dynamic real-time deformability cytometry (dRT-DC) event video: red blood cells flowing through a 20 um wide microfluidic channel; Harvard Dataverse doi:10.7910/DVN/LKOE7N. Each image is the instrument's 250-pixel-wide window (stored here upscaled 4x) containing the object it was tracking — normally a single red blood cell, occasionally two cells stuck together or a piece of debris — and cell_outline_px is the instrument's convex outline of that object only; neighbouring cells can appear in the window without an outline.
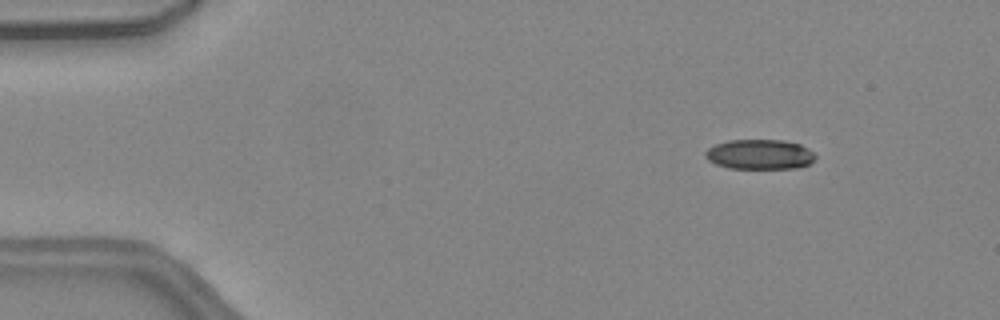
{"species": "common noctule bat (a hibernating species)", "species_latin": "Nyctalus noctula", "temperature_condition": "warm", "stored_images_in_passage": 45, "camera_frame_rate_fps": 3000, "um_per_image_px": 0.085, "animal": {"sex": "female", "body_mass_g": 24.6, "forearm_length_mm": 56.2}, "frame": {"image": 1, "passage_image": 1, "time_ms": 0.0, "image_size_px": [1000, 320], "cell_outline_px": [[816, 160], [808, 164], [796, 168], [728, 168], [716, 164], [708, 160], [704, 156], [704, 152], [708, 148], [716, 144], [728, 140], [784, 140], [800, 144], [808, 148], [816, 156]], "centroid_in_image_um": [64.57, 13.12], "position_along_channel_um": 20.4, "area_um2": 19.25}}
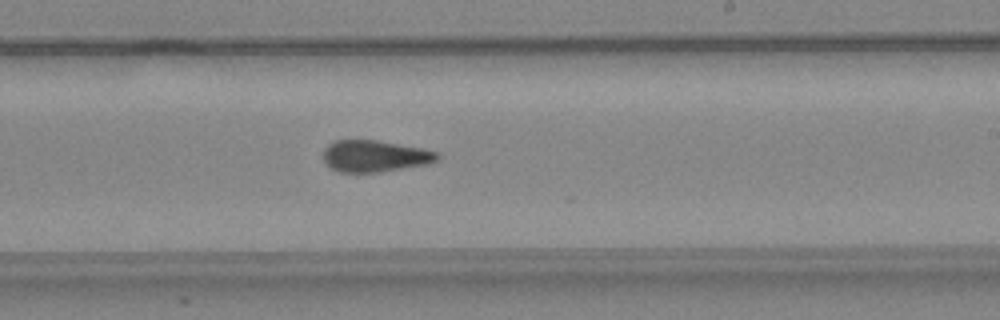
{"frame": {"image": 2, "passage_image": 25, "time_ms": 8.0, "image_size_px": [1000, 320], "cell_outline_px": [[440, 160], [428, 164], [376, 172], [340, 172], [332, 168], [324, 160], [324, 148], [332, 140], [376, 140], [424, 148], [436, 152], [440, 156]], "centroid_in_image_um": [31.88, 13.25], "position_along_channel_um": 257.1, "area_um2": 20.98}}
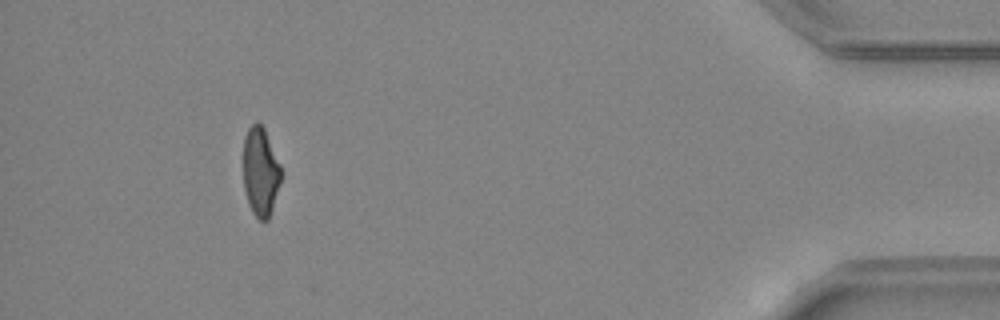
{"frame": {"image": 3, "passage_image": 41, "time_ms": 13.333, "image_size_px": [1000, 320], "cell_outline_px": [[280, 180], [272, 208], [268, 220], [260, 220], [252, 212], [248, 204], [244, 188], [244, 136], [248, 128], [256, 120], [264, 128], [280, 164]], "centroid_in_image_um": [22.12, 14.57], "position_along_channel_um": 413.1, "area_um2": 19.25}, "authors_computed_cell_mechanics": {"area_um2": 21.2126, "velocity_mm_per_s": 4.1216, "shape_relaxation_time_tau1_ms": null, "shape_relaxation_time_tau2_ms": 2.8591, "deformation_change_tau1": null, "deformation_change_tau2": 0.1108}}